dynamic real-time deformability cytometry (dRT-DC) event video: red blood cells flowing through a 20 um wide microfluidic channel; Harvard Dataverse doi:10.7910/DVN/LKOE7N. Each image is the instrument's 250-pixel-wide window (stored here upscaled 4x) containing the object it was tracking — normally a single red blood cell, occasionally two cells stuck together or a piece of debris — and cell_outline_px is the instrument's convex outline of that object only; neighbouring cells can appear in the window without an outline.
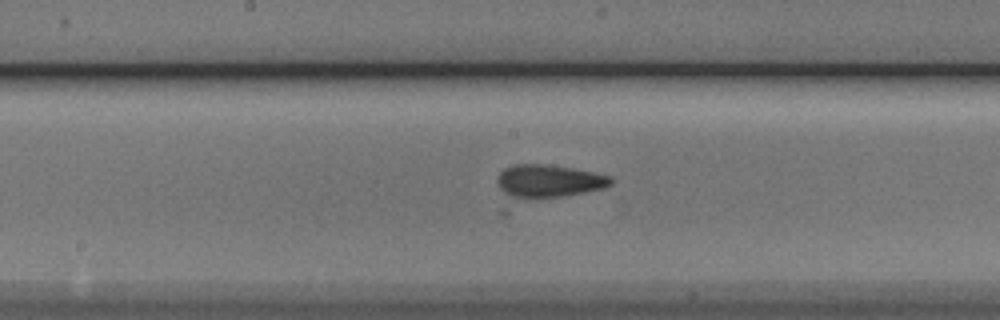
{"species": "Egyptian fruit bat (a non-hibernating species)", "species_latin": "Rousettus aegyptiacus", "temperature_condition": "cold", "stored_images_in_passage": 13, "camera_frame_rate_fps": 3000, "um_per_image_px": 0.085, "animal": {"sex": "male"}, "frame": {"image": 1, "passage_image": 12, "time_ms": 3.667, "image_size_px": [1000, 320], "cell_outline_px": [[612, 184], [604, 188], [564, 196], [536, 200], [512, 200], [500, 188], [496, 180], [500, 172], [504, 168], [512, 164], [544, 164], [572, 168], [612, 176]], "centroid_in_image_um": [46.58, 15.42], "position_along_channel_um": 201.6, "area_um2": 22.31}}